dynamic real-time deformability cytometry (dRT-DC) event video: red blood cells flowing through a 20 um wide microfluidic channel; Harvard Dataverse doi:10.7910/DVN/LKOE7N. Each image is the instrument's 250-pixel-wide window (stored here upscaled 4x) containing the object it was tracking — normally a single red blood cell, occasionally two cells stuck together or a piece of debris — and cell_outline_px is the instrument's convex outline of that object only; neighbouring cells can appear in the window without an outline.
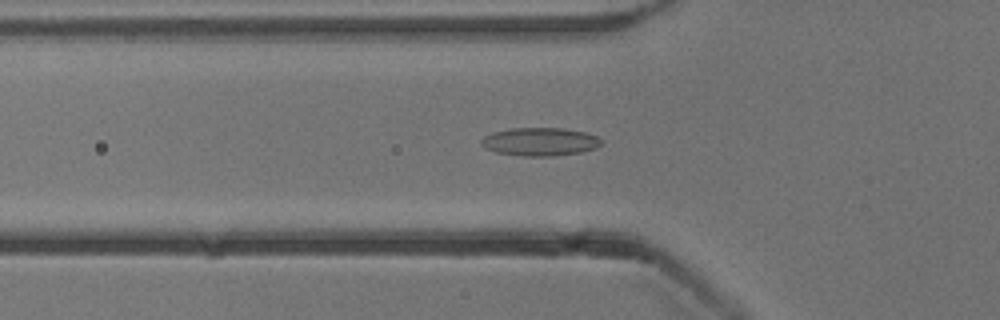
{"species": "common noctule bat (a hibernating species)", "species_latin": "Nyctalus noctula", "temperature_condition": "cold", "stored_images_in_passage": 54, "camera_frame_rate_fps": 3000, "um_per_image_px": 0.085, "animal": {"sex": "male", "body_mass_g": 13.3}, "frame": {"image": 1, "passage_image": 19, "time_ms": 6.0, "image_size_px": [1000, 320], "cell_outline_px": [[600, 144], [596, 148], [580, 152], [552, 156], [524, 156], [496, 152], [484, 148], [480, 144], [480, 140], [484, 136], [492, 132], [508, 128], [564, 128], [584, 132], [596, 136], [600, 140]], "centroid_in_image_um": [45.84, 12.04], "position_along_channel_um": 80.0, "area_um2": 19.71}}
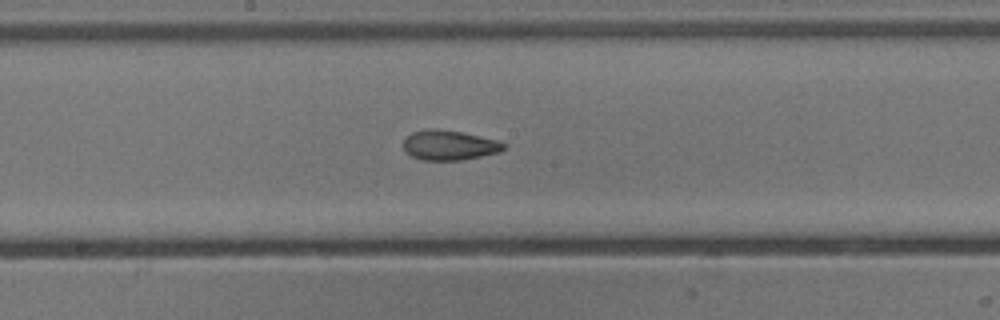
{"frame": {"image": 2, "passage_image": 29, "time_ms": 9.333, "image_size_px": [1000, 320], "cell_outline_px": [[508, 144], [500, 152], [460, 160], [420, 160], [404, 152], [404, 136], [412, 132], [432, 128], [436, 128], [460, 132], [500, 140]], "centroid_in_image_um": [38.18, 12.33], "position_along_channel_um": 210.0, "area_um2": 17.63}}
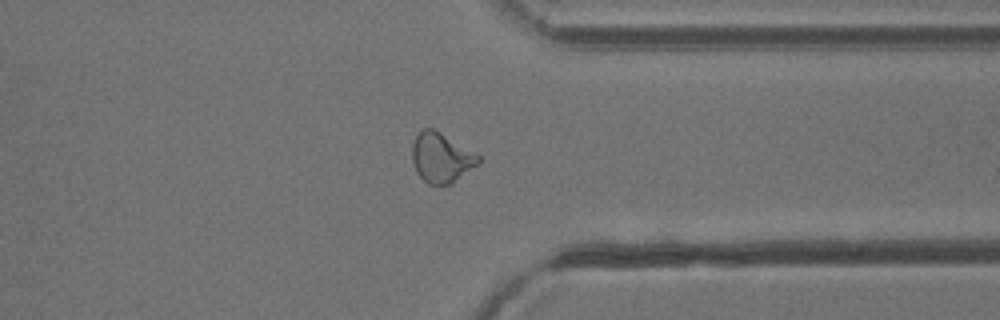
{"frame": {"image": 3, "passage_image": 42, "time_ms": 13.667, "image_size_px": [1000, 320], "cell_outline_px": [[480, 164], [448, 184], [428, 184], [416, 172], [412, 160], [412, 144], [416, 136], [424, 128], [432, 128], [440, 132], [480, 156]], "centroid_in_image_um": [37.49, 13.4], "position_along_channel_um": 373.9, "area_um2": 18.84}, "authors_computed_cell_mechanics": {"area_um2": 18.9006, "velocity_mm_per_s": 3.8632, "shape_relaxation_time_tau1_ms": null, "shape_relaxation_time_tau2_ms": 2.0905, "deformation_change_tau1": null, "deformation_change_tau2": 0.0877}}